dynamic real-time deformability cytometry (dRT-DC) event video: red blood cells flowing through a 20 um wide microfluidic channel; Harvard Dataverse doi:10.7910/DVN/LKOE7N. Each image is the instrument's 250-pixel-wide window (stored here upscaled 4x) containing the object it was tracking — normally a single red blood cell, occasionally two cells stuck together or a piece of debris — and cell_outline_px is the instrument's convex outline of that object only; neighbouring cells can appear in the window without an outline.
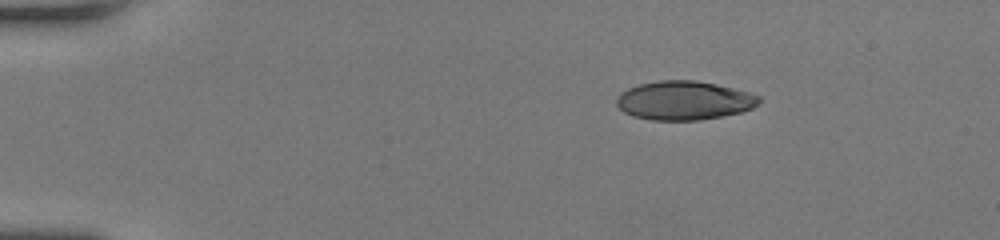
{"species": "human", "species_latin": "Homo sapiens", "temperature_condition": "room temperature", "stored_images_in_passage": 42, "camera_frame_rate_fps": 3000, "um_per_image_px": 0.085, "donor": {"sex": "female"}, "frame": {"image": 1, "passage_image": 1, "time_ms": 0.0, "image_size_px": [1000, 240], "cell_outline_px": [[760, 104], [752, 108], [740, 112], [700, 120], [652, 120], [632, 116], [624, 112], [616, 104], [616, 100], [620, 92], [628, 88], [640, 84], [656, 80], [696, 80], [716, 84], [748, 92], [760, 96]], "centroid_in_image_um": [58.13, 8.53], "position_along_channel_um": 26.9, "area_um2": 32.31}}
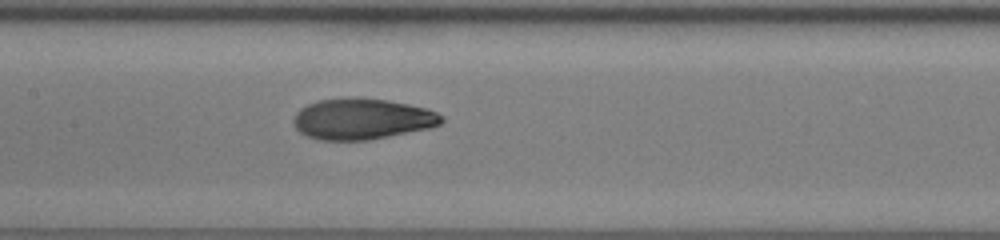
{"frame": {"image": 2, "passage_image": 18, "time_ms": 5.667, "image_size_px": [1000, 240], "cell_outline_px": [[444, 120], [440, 124], [432, 128], [368, 140], [320, 140], [308, 136], [300, 132], [292, 124], [292, 120], [296, 112], [300, 108], [308, 104], [320, 100], [388, 100], [408, 104], [424, 108], [436, 112], [444, 116]], "centroid_in_image_um": [30.79, 10.15], "position_along_channel_um": 176.6, "area_um2": 34.68}}
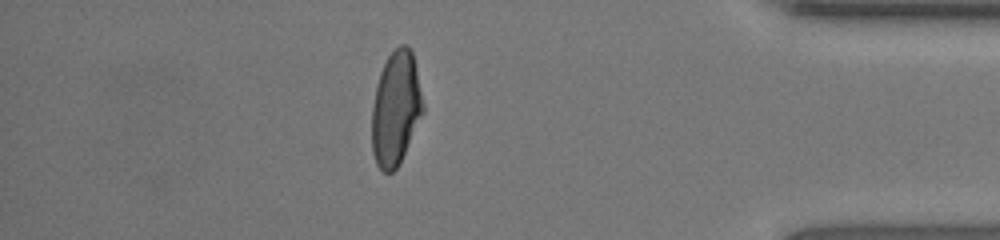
{"frame": {"image": 3, "passage_image": 36, "time_ms": 11.667, "image_size_px": [1000, 240], "cell_outline_px": [[424, 112], [400, 164], [392, 172], [384, 172], [376, 164], [372, 152], [372, 108], [376, 84], [380, 72], [388, 56], [400, 44], [404, 44], [412, 52], [416, 68], [424, 104]], "centroid_in_image_um": [33.64, 9.25], "position_along_channel_um": 401.6, "area_um2": 34.04}, "authors_computed_cell_mechanics": {"area_um2": 34.7089, "velocity_mm_per_s": 4.297, "shape_relaxation_time_tau1_ms": 6.7376, "shape_relaxation_time_tau2_ms": 0.9796, "deformation_change_tau1": 0.2661, "deformation_change_tau2": 0.0601}}